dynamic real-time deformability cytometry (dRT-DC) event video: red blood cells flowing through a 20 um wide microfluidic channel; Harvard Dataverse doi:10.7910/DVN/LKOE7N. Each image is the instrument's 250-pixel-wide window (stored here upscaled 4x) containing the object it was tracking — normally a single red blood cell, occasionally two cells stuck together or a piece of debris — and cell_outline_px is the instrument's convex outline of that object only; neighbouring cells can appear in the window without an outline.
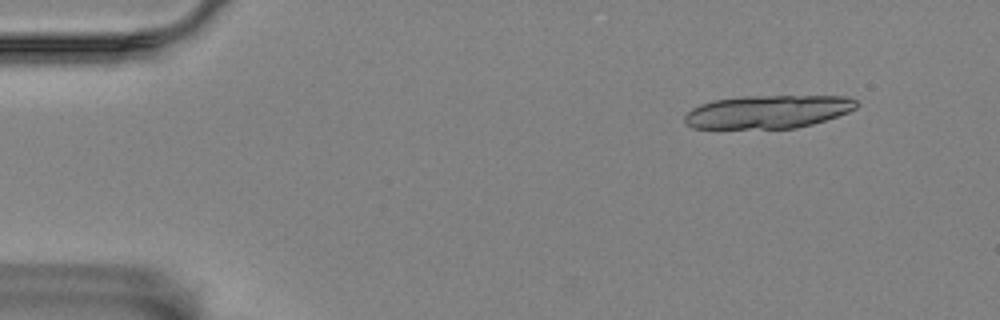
{"species": "Egyptian fruit bat (a non-hibernating species)", "species_latin": "Rousettus aegyptiacus", "temperature_condition": "room temperature", "stored_images_in_passage": 5, "camera_frame_rate_fps": 3000, "um_per_image_px": 0.085, "animal": {"sex": "female"}, "frame": {"image": 1, "passage_image": 2, "time_ms": 1.333, "image_size_px": [1000, 320], "cell_outline_px": [[860, 104], [856, 108], [848, 112], [812, 124], [796, 128], [692, 128], [684, 124], [684, 116], [692, 108], [700, 104], [716, 100], [744, 96], [848, 96], [856, 100]], "centroid_in_image_um": [65.27, 9.49], "position_along_channel_um": 19.7, "area_um2": 33.18}}